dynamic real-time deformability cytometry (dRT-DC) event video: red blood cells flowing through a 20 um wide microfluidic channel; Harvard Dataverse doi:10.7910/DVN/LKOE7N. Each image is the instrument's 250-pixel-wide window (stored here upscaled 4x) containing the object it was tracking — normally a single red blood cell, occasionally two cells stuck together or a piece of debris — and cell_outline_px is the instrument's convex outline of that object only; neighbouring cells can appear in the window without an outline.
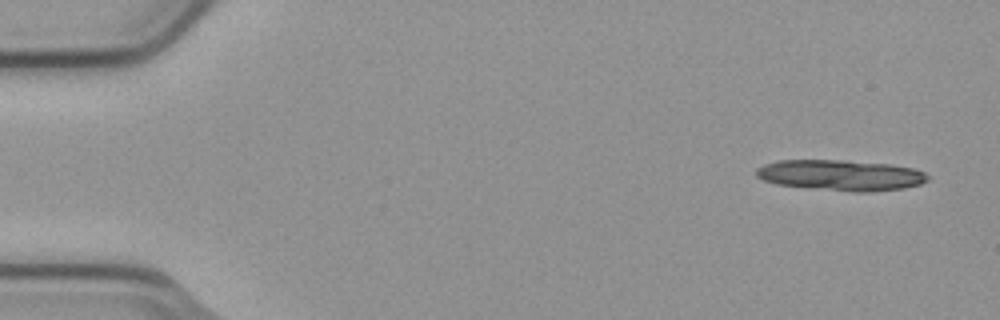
{"species": "common noctule bat (a hibernating species)", "species_latin": "Nyctalus noctula", "temperature_condition": "cold", "stored_images_in_passage": 4, "camera_frame_rate_fps": 3000, "um_per_image_px": 0.085, "animal": {"sex": "male", "body_mass_g": 23.1, "forearm_length_mm": 52.7}, "frame": {"image": 1, "passage_image": 1, "time_ms": 0.0, "image_size_px": [1000, 320], "cell_outline_px": [[928, 180], [920, 184], [904, 188], [872, 192], [856, 192], [776, 184], [764, 180], [756, 176], [756, 168], [764, 164], [780, 160], [844, 160], [892, 164], [912, 168], [924, 172], [928, 176]], "centroid_in_image_um": [71.48, 14.88], "position_along_channel_um": 13.5, "area_um2": 30.63}}